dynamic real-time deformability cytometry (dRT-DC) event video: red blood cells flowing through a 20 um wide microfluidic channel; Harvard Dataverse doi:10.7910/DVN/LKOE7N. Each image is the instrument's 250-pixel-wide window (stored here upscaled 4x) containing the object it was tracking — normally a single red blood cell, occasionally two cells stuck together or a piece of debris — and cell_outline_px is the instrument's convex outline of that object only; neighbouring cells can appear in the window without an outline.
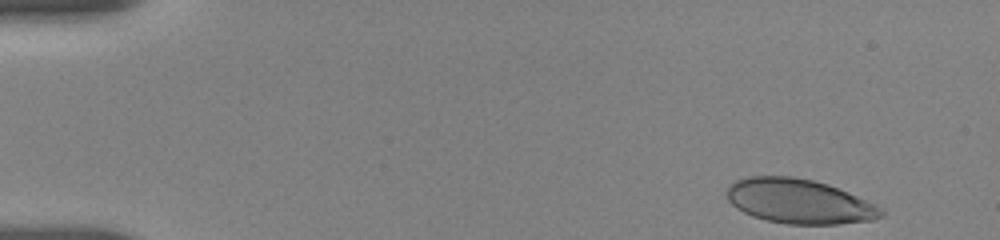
{"species": "human", "species_latin": "Homo sapiens", "temperature_condition": "room temperature", "stored_images_in_passage": 43, "camera_frame_rate_fps": 3000, "um_per_image_px": 0.085, "donor": {"sex": "female"}, "frame": {"image": 1, "passage_image": 1, "time_ms": 0.0, "image_size_px": [1000, 240], "cell_outline_px": [[884, 216], [872, 220], [836, 224], [788, 224], [768, 220], [752, 216], [736, 208], [728, 200], [728, 188], [736, 180], [748, 176], [792, 176], [812, 180], [828, 184], [848, 192], [876, 204], [884, 208]], "centroid_in_image_um": [67.97, 17.11], "position_along_channel_um": 17.0, "area_um2": 40.0}}
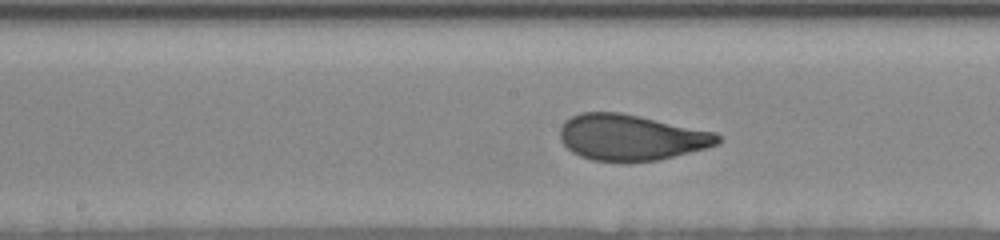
{"frame": {"image": 2, "passage_image": 25, "time_ms": 8.0, "image_size_px": [1000, 240], "cell_outline_px": [[724, 140], [720, 144], [708, 148], [660, 160], [628, 164], [592, 160], [580, 156], [572, 152], [560, 140], [560, 128], [564, 120], [580, 112], [620, 112], [640, 116], [716, 132]], "centroid_in_image_um": [53.67, 11.71], "position_along_channel_um": 194.5, "area_um2": 43.23}}
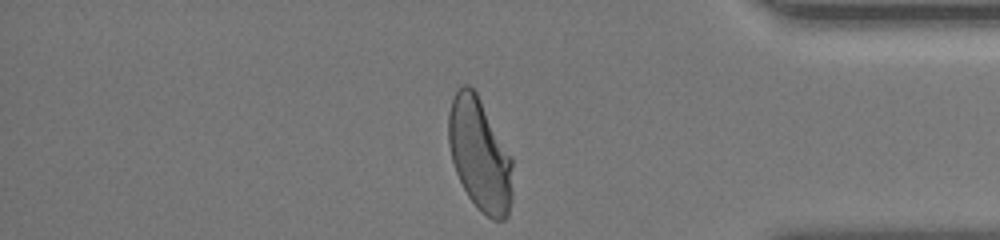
{"frame": {"image": 3, "passage_image": 43, "time_ms": 14.0, "image_size_px": [1000, 240], "cell_outline_px": [[512, 200], [508, 216], [504, 220], [492, 220], [468, 196], [456, 172], [452, 160], [448, 144], [448, 112], [452, 100], [456, 92], [464, 84], [468, 84], [476, 92], [512, 156]], "centroid_in_image_um": [40.79, 13.14], "position_along_channel_um": 394.4, "area_um2": 41.91}, "authors_computed_cell_mechanics": {"area_um2": 42.0206, "velocity_mm_per_s": 3.6635, "shape_relaxation_time_tau1_ms": 4.3193, "shape_relaxation_time_tau2_ms": null, "deformation_change_tau1": 0.174, "deformation_change_tau2": null}}